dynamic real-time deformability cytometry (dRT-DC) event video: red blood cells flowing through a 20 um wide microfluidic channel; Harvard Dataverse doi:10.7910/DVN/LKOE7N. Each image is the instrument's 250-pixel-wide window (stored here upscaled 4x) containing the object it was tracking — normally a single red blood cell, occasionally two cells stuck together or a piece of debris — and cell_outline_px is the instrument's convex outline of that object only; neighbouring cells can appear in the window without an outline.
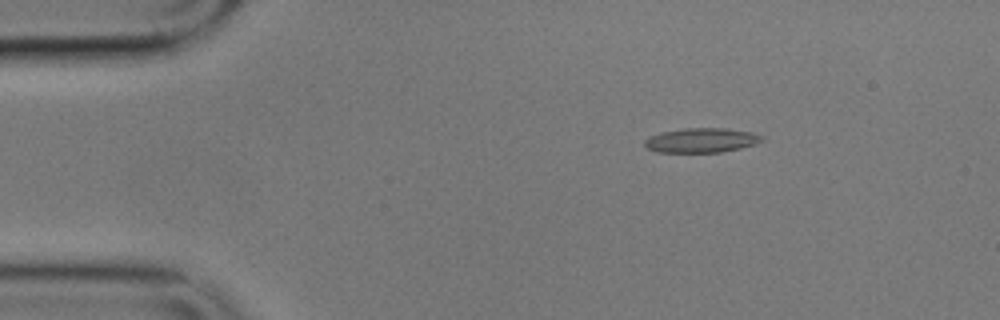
{"species": "common noctule bat (a hibernating species)", "species_latin": "Nyctalus noctula", "temperature_condition": "cold", "stored_images_in_passage": 3, "camera_frame_rate_fps": 3000, "um_per_image_px": 0.085, "animal": {"sex": "male", "body_mass_g": 17.9}, "frame": {"image": 1, "passage_image": 1, "time_ms": 0.0, "image_size_px": [1000, 320], "cell_outline_px": [[764, 140], [740, 148], [720, 152], [656, 152], [644, 148], [644, 140], [652, 136], [664, 132], [684, 128], [728, 128], [752, 132], [764, 136]], "centroid_in_image_um": [59.62, 11.92], "position_along_channel_um": 25.4, "area_um2": 16.7}}